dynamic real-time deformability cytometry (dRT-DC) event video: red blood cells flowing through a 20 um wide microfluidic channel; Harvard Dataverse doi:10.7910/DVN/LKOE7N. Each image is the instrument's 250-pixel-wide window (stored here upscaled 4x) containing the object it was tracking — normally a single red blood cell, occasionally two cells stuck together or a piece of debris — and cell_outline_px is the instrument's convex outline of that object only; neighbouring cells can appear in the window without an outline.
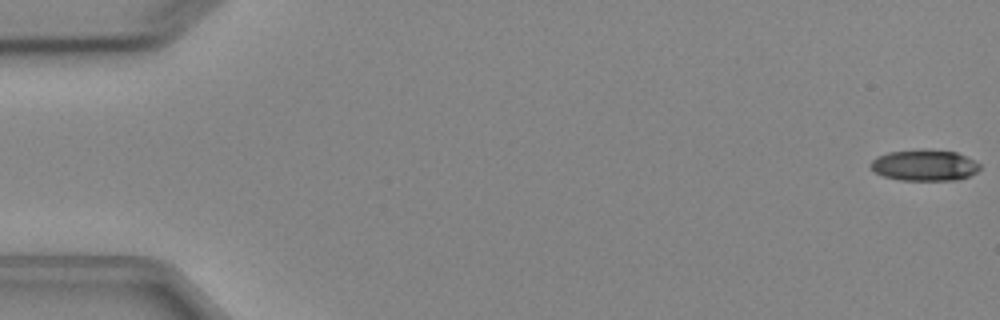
{"species": "Egyptian fruit bat (a non-hibernating species)", "species_latin": "Rousettus aegyptiacus", "temperature_condition": "cold", "stored_images_in_passage": 5, "camera_frame_rate_fps": 3000, "um_per_image_px": 0.085, "animal": {"sex": "female"}, "frame": {"image": 1, "passage_image": 1, "time_ms": 0.0, "image_size_px": [1000, 320], "cell_outline_px": [[980, 168], [976, 172], [960, 180], [900, 180], [884, 176], [876, 172], [868, 164], [876, 156], [888, 152], [920, 148], [924, 148], [956, 152], [980, 164]], "centroid_in_image_um": [78.55, 14.03], "position_along_channel_um": 6.4, "area_um2": 20.0}}
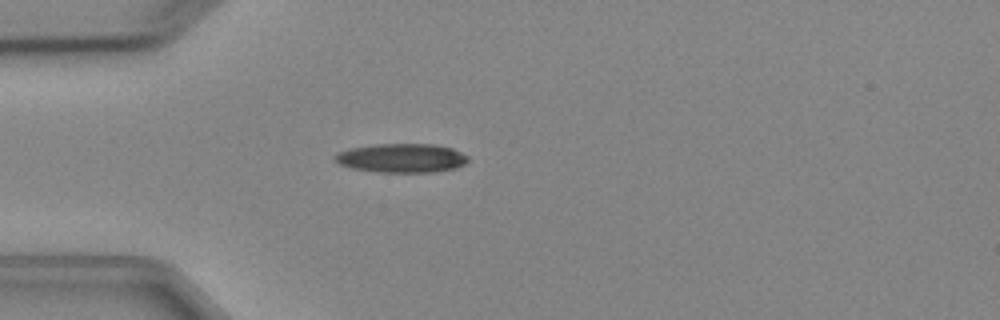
{"frame": {"image": 2, "passage_image": 5, "time_ms": 4.667, "image_size_px": [1000, 320], "cell_outline_px": [[468, 160], [464, 164], [456, 168], [432, 172], [380, 172], [352, 168], [340, 164], [332, 156], [336, 152], [348, 148], [376, 144], [436, 144], [452, 148], [468, 156]], "centroid_in_image_um": [34.12, 13.42], "position_along_channel_um": 50.9, "area_um2": 22.54}}